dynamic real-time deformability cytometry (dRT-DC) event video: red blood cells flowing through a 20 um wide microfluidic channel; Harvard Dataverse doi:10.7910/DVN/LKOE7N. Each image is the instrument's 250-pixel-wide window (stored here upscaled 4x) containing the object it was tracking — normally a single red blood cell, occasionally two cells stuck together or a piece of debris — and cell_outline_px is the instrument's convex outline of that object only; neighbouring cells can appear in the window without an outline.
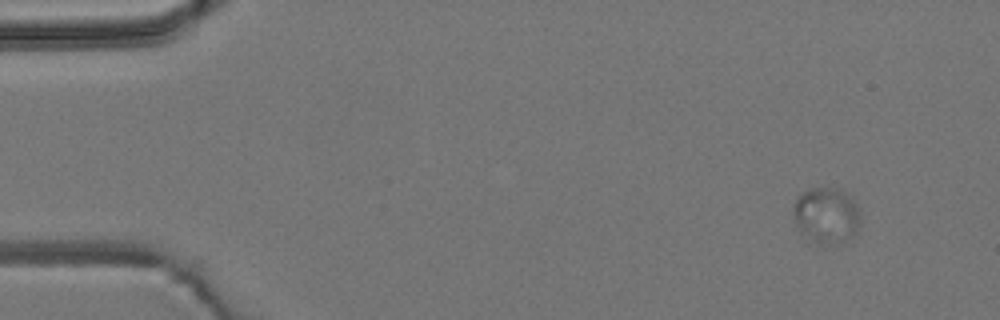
{"species": "common noctule bat (a hibernating species)", "species_latin": "Nyctalus noctula", "temperature_condition": "room temperature", "stored_images_in_passage": 8, "camera_frame_rate_fps": 3000, "um_per_image_px": 0.085, "animal": {"sex": "male", "body_mass_g": 19.2, "forearm_length_mm": 51.8}, "frame": {"image": 1, "passage_image": 1, "time_ms": 0.0, "image_size_px": [1000, 320], "cell_outline_px": [[860, 232], [836, 244], [804, 244], [796, 228], [792, 212], [792, 208], [796, 196], [808, 188], [840, 188], [852, 196], [860, 208]], "centroid_in_image_um": [70.2, 18.35], "position_along_channel_um": 14.8, "area_um2": 23.41}}
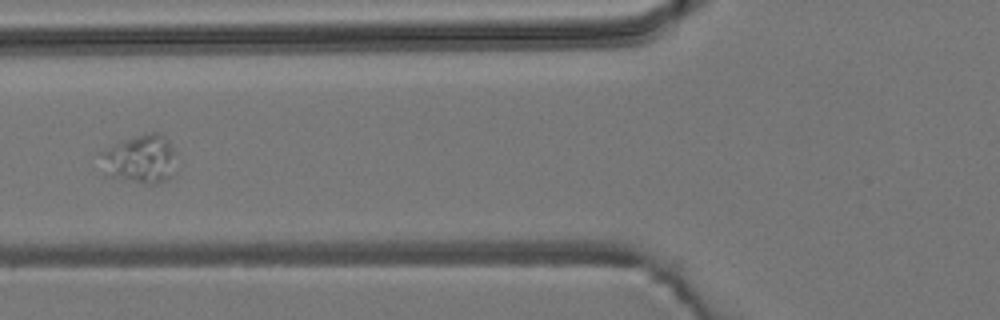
{"frame": {"image": 2, "passage_image": 5, "time_ms": 5.667, "image_size_px": [1000, 320], "cell_outline_px": [[176, 172], [168, 180], [156, 184], [144, 184], [108, 176], [100, 152], [124, 140], [136, 136], [152, 132], [160, 132], [168, 140], [172, 148]], "centroid_in_image_um": [11.98, 13.54], "position_along_channel_um": 113.8, "area_um2": 21.15}}
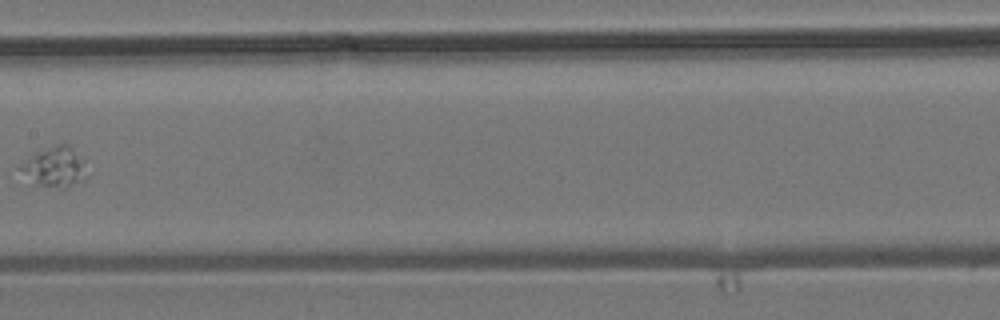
{"frame": {"image": 3, "passage_image": 7, "time_ms": 8.0, "image_size_px": [1000, 320], "cell_outline_px": [[88, 176], [84, 180], [64, 188], [36, 184], [16, 168], [20, 164], [36, 152], [56, 144], [68, 144], [84, 160]], "centroid_in_image_um": [4.68, 14.18], "position_along_channel_um": 202.7, "area_um2": 15.43}}